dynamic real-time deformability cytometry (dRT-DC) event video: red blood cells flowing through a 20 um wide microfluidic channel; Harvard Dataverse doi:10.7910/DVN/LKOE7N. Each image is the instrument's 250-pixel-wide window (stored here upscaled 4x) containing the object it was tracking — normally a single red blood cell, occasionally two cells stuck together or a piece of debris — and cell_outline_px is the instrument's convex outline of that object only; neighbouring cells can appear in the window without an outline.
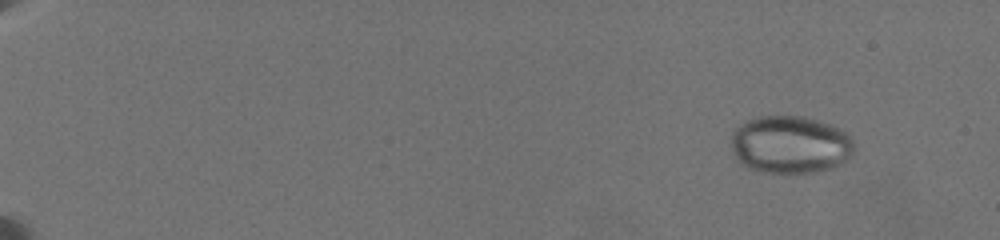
{"species": "common noctule bat (a hibernating species)", "species_latin": "Nyctalus noctula", "temperature_condition": "warm", "stored_images_in_passage": 53, "camera_frame_rate_fps": 3000, "um_per_image_px": 0.085, "animal": {"sex": "female", "body_mass_g": 19.5, "forearm_length_mm": 54.1}, "frame": {"image": 1, "passage_image": 1, "time_ms": 0.0, "image_size_px": [1000, 240], "cell_outline_px": [[852, 152], [848, 160], [832, 168], [820, 172], [784, 176], [764, 172], [748, 168], [740, 164], [736, 160], [732, 152], [732, 132], [740, 124], [748, 120], [760, 116], [804, 116], [828, 124], [848, 132], [852, 136]], "centroid_in_image_um": [67.16, 12.34], "position_along_channel_um": 17.8, "area_um2": 42.31}}
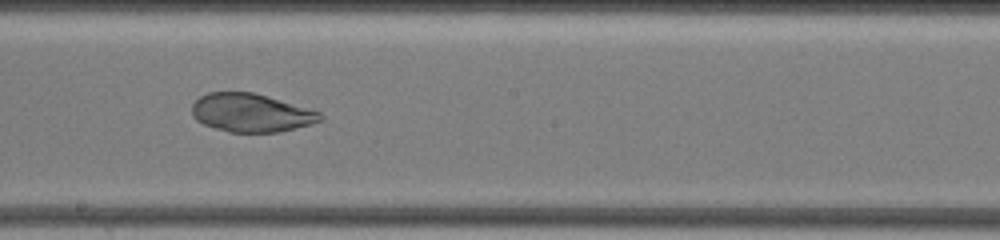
{"frame": {"image": 2, "passage_image": 34, "time_ms": 11.0, "image_size_px": [1000, 240], "cell_outline_px": [[324, 116], [320, 120], [296, 128], [280, 132], [228, 132], [204, 124], [196, 120], [192, 116], [192, 104], [200, 96], [208, 92], [252, 92], [320, 112]], "centroid_in_image_um": [21.29, 9.59], "position_along_channel_um": 226.9, "area_um2": 28.32}}
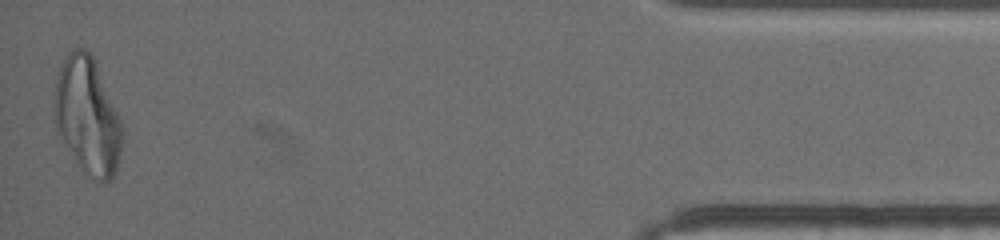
{"frame": {"image": 3, "passage_image": 53, "time_ms": 18.667, "image_size_px": [1000, 240], "cell_outline_px": [[120, 156], [116, 172], [108, 180], [100, 180], [88, 172], [76, 160], [56, 132], [56, 80], [60, 64], [68, 52], [76, 44], [84, 48], [92, 56], [120, 120]], "centroid_in_image_um": [7.4, 9.78], "position_along_channel_um": 427.8, "area_um2": 44.39}}